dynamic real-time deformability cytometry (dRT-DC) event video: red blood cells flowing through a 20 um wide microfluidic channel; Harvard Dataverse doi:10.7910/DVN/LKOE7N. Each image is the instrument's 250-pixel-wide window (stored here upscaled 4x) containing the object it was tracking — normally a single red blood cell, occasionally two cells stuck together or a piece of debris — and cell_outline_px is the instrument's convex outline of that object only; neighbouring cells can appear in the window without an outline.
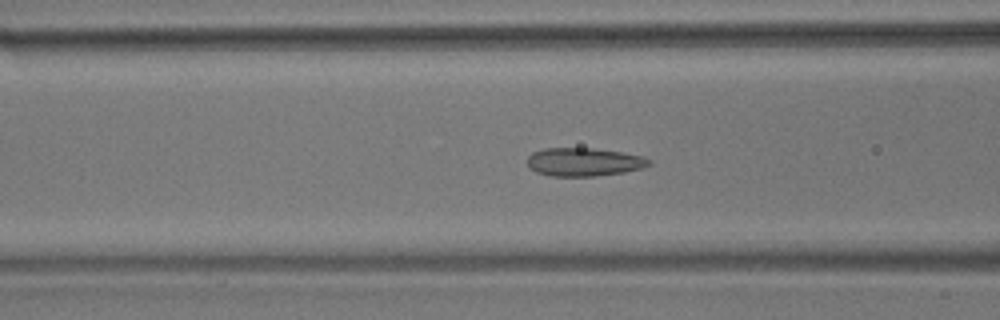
{"species": "common noctule bat (a hibernating species)", "species_latin": "Nyctalus noctula", "temperature_condition": "room temperature", "stored_images_in_passage": 55, "camera_frame_rate_fps": 3000, "um_per_image_px": 0.085, "animal": {"sex": "male", "body_mass_g": 17.9}, "frame": {"image": 1, "passage_image": 21, "time_ms": 6.667, "image_size_px": [1000, 320], "cell_outline_px": [[652, 164], [640, 168], [624, 172], [596, 176], [552, 176], [536, 172], [528, 168], [528, 156], [532, 152], [544, 148], [592, 148], [624, 152], [644, 156], [652, 160]], "centroid_in_image_um": [49.64, 13.76], "position_along_channel_um": 117.0, "area_um2": 20.29}}
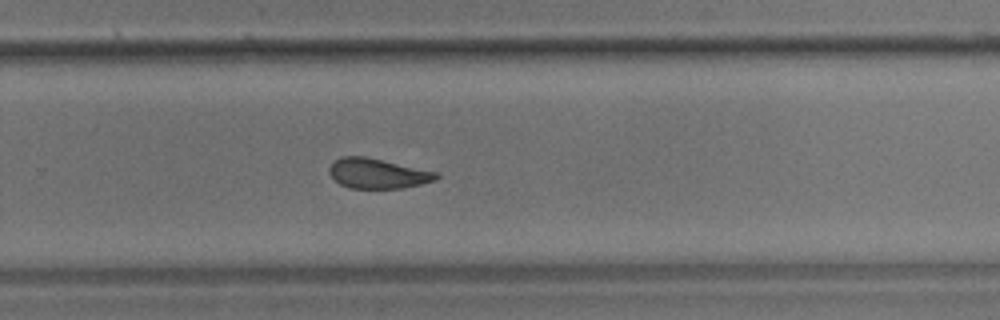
{"frame": {"image": 2, "passage_image": 36, "time_ms": 11.667, "image_size_px": [1000, 320], "cell_outline_px": [[440, 176], [436, 180], [404, 188], [352, 188], [340, 184], [328, 172], [328, 168], [340, 156], [364, 156], [436, 172]], "centroid_in_image_um": [32.09, 14.75], "position_along_channel_um": 297.7, "area_um2": 18.44}}
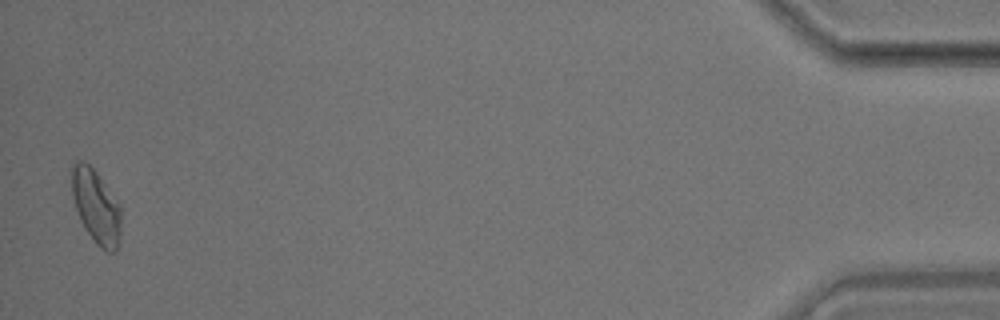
{"frame": {"image": 3, "passage_image": 54, "time_ms": 17.667, "image_size_px": [1000, 320], "cell_outline_px": [[120, 240], [116, 252], [108, 252], [100, 248], [96, 244], [84, 228], [80, 220], [72, 196], [68, 168], [76, 160], [84, 160], [96, 172], [120, 204]], "centroid_in_image_um": [8.12, 17.52], "position_along_channel_um": 427.1, "area_um2": 21.73}, "authors_computed_cell_mechanics": {"area_um2": 20.23, "velocity_mm_per_s": 3.6189, "shape_relaxation_time_tau1_ms": 5.207, "shape_relaxation_time_tau2_ms": 1.265, "deformation_change_tau1": 0.1117, "deformation_change_tau2": 0.0762}}